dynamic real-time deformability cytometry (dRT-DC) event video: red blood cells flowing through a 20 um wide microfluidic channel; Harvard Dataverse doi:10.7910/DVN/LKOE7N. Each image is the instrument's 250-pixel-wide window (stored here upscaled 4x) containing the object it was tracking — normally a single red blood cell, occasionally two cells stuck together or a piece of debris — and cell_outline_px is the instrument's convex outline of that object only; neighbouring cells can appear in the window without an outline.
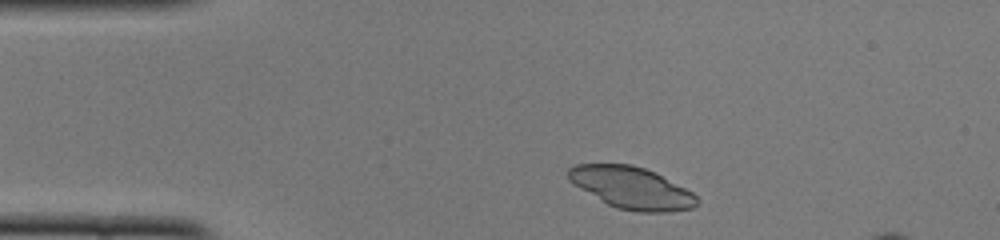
{"species": "common noctule bat (a hibernating species)", "species_latin": "Nyctalus noctula", "temperature_condition": "cold", "stored_images_in_passage": 39, "camera_frame_rate_fps": 3000, "um_per_image_px": 0.085, "animal": {"sex": "female", "body_mass_g": 22.0, "forearm_length_mm": 56.7}, "frame": {"image": 1, "passage_image": 1, "time_ms": 0.0, "image_size_px": [1000, 240], "cell_outline_px": [[700, 200], [692, 208], [664, 212], [636, 212], [616, 208], [608, 204], [580, 188], [568, 180], [568, 168], [576, 164], [632, 164], [656, 172], [692, 192]], "centroid_in_image_um": [53.69, 15.96], "position_along_channel_um": 31.3, "area_um2": 31.27}}